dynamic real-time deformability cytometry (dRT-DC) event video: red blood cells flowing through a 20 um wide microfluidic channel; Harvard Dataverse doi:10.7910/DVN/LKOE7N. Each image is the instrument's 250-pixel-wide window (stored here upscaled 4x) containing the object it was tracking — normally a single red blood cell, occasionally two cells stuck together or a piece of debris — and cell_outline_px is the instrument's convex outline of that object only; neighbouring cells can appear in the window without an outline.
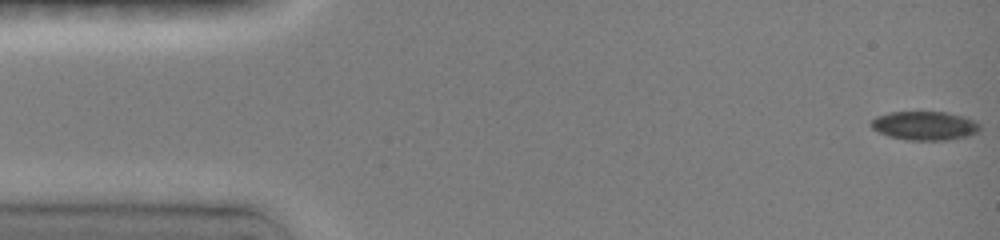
{"species": "common noctule bat (a hibernating species)", "species_latin": "Nyctalus noctula", "temperature_condition": "room temperature", "stored_images_in_passage": 7, "camera_frame_rate_fps": 3000, "um_per_image_px": 0.085, "animal": {"sex": "female", "body_mass_g": 19.0, "forearm_length_mm": 51.5}, "frame": {"image": 1, "passage_image": 1, "time_ms": 0.0, "image_size_px": [1000, 240], "cell_outline_px": [[980, 128], [976, 132], [968, 136], [948, 140], [904, 140], [888, 136], [872, 128], [872, 120], [876, 116], [888, 112], [948, 112], [964, 116], [976, 120], [980, 124]], "centroid_in_image_um": [78.62, 10.68], "position_along_channel_um": 6.4, "area_um2": 18.38}}
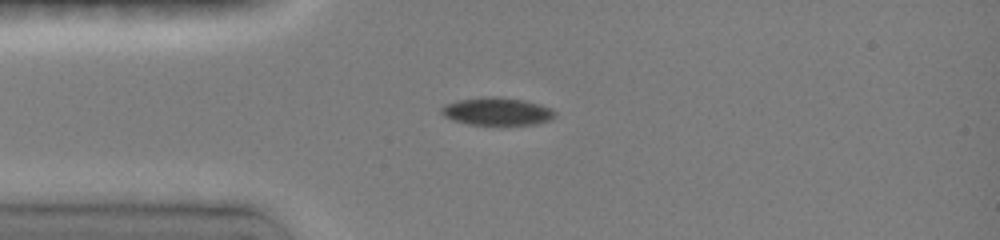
{"frame": {"image": 2, "passage_image": 5, "time_ms": 3.667, "image_size_px": [1000, 240], "cell_outline_px": [[556, 116], [552, 120], [536, 124], [500, 128], [468, 124], [452, 120], [444, 116], [440, 112], [440, 108], [444, 104], [456, 100], [484, 96], [496, 96], [524, 100], [540, 104], [552, 108], [556, 112]], "centroid_in_image_um": [42.26, 9.51], "position_along_channel_um": 42.7, "area_um2": 19.59}}